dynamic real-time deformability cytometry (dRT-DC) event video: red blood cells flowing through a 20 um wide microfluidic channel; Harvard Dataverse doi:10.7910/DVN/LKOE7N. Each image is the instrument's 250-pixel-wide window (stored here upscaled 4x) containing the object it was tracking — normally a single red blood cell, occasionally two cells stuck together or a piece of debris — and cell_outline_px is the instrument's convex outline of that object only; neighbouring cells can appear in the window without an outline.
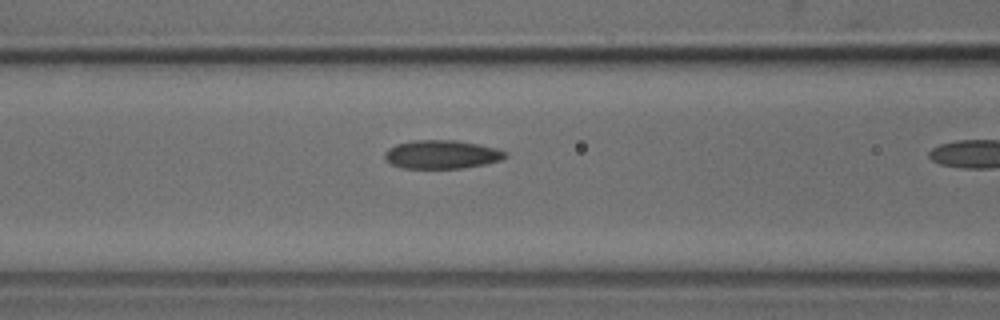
{"species": "common noctule bat (a hibernating species)", "species_latin": "Nyctalus noctula", "temperature_condition": "cold", "stored_images_in_passage": 11, "camera_frame_rate_fps": 3000, "um_per_image_px": 0.085, "animal": {"sex": "male", "body_mass_g": 18.8}, "frame": {"image": 1, "passage_image": 10, "time_ms": 3.0, "image_size_px": [1000, 320], "cell_outline_px": [[508, 156], [500, 160], [484, 164], [464, 168], [404, 168], [392, 164], [384, 160], [384, 152], [388, 148], [396, 144], [412, 140], [456, 140], [480, 144], [496, 148], [508, 152]], "centroid_in_image_um": [37.54, 13.12], "position_along_channel_um": 129.1, "area_um2": 20.23}}